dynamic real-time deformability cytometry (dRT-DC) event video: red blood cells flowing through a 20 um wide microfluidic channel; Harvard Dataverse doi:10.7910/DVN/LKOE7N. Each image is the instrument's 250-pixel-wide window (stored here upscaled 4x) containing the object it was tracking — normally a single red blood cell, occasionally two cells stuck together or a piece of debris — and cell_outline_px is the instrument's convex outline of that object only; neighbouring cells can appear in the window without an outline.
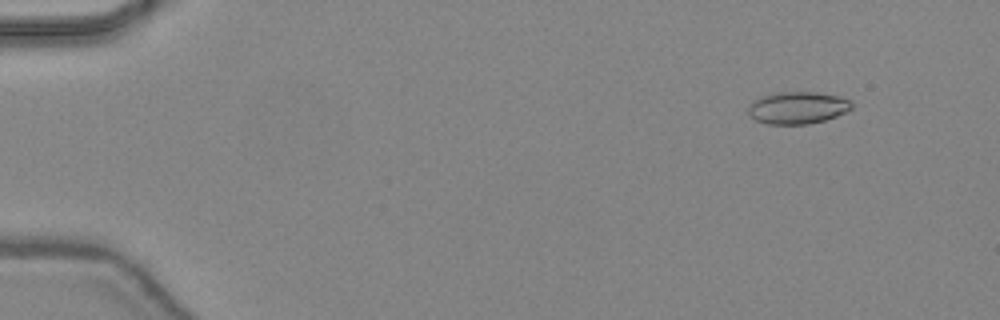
{"species": "common noctule bat (a hibernating species)", "species_latin": "Nyctalus noctula", "temperature_condition": "warm", "stored_images_in_passage": 47, "camera_frame_rate_fps": 3000, "um_per_image_px": 0.085, "animal": {"sex": "female", "body_mass_g": 24.6, "forearm_length_mm": 56.2}, "frame": {"image": 1, "passage_image": 5, "time_ms": 1.333, "image_size_px": [1000, 320], "cell_outline_px": [[852, 108], [836, 116], [824, 120], [808, 124], [768, 124], [756, 120], [748, 112], [748, 104], [752, 100], [776, 92], [816, 92], [836, 96], [852, 100]], "centroid_in_image_um": [67.78, 9.15], "position_along_channel_um": 17.2, "area_um2": 19.31}}
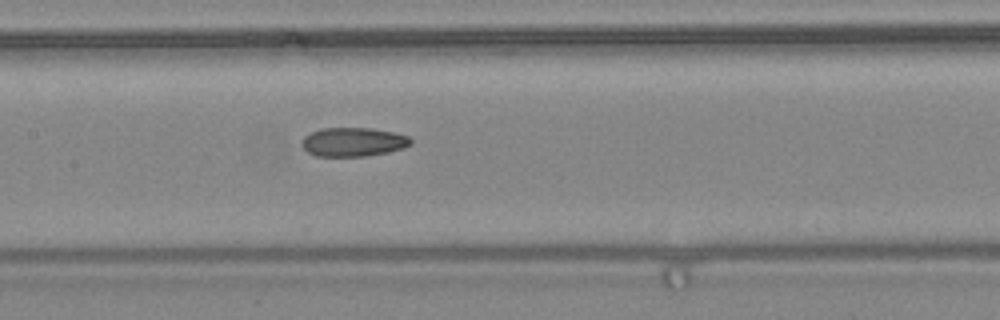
{"frame": {"image": 2, "passage_image": 24, "time_ms": 7.667, "image_size_px": [1000, 320], "cell_outline_px": [[412, 144], [404, 148], [388, 152], [364, 156], [316, 156], [308, 152], [304, 148], [304, 136], [312, 132], [324, 128], [372, 128], [396, 132], [408, 136], [412, 140]], "centroid_in_image_um": [30.09, 12.06], "position_along_channel_um": 177.3, "area_um2": 18.26}}
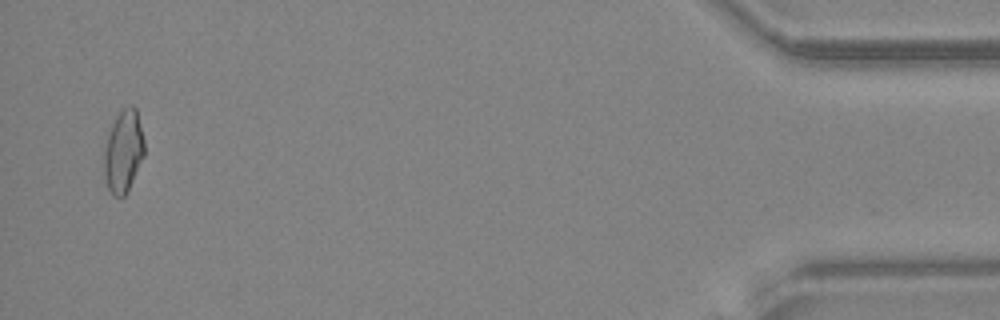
{"frame": {"image": 3, "passage_image": 46, "time_ms": 15.0, "image_size_px": [1000, 320], "cell_outline_px": [[144, 156], [128, 192], [124, 196], [112, 196], [108, 188], [104, 176], [104, 148], [112, 124], [116, 116], [124, 108], [132, 104], [136, 108], [144, 140]], "centroid_in_image_um": [10.49, 12.89], "position_along_channel_um": 424.7, "area_um2": 19.36}, "authors_computed_cell_mechanics": {"area_um2": 18.8428, "velocity_mm_per_s": 4.468, "shape_relaxation_time_tau1_ms": null, "shape_relaxation_time_tau2_ms": 4.834, "deformation_change_tau1": null, "deformation_change_tau2": 0.1317}}